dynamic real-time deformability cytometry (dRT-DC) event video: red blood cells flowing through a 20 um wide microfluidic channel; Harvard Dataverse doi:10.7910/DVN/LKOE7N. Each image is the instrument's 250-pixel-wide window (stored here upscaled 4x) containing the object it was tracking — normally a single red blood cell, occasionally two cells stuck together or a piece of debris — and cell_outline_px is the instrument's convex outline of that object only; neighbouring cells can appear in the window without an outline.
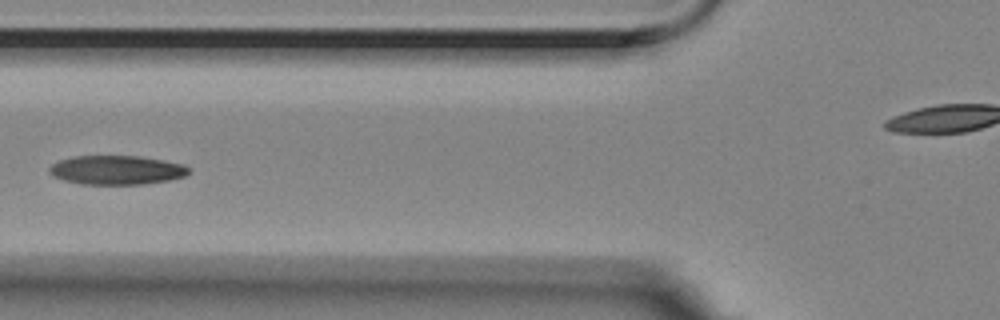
{"species": "Egyptian fruit bat (a non-hibernating species)", "species_latin": "Rousettus aegyptiacus", "temperature_condition": "room temperature", "stored_images_in_passage": 7, "camera_frame_rate_fps": 3000, "um_per_image_px": 0.085, "animal": {"sex": "female"}, "frame": {"image": 1, "passage_image": 5, "time_ms": 1.333, "image_size_px": [1000, 320], "cell_outline_px": [[188, 172], [184, 176], [168, 180], [144, 184], [80, 184], [64, 180], [52, 176], [48, 172], [48, 168], [52, 164], [60, 160], [72, 156], [140, 156], [164, 160], [184, 164], [188, 168]], "centroid_in_image_um": [9.87, 14.45], "position_along_channel_um": 115.9, "area_um2": 23.64}}
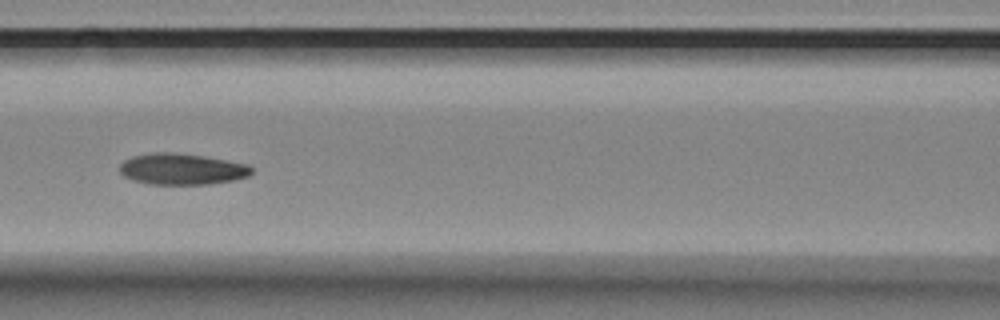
{"frame": {"image": 2, "passage_image": 6, "time_ms": 1.667, "image_size_px": [1000, 320], "cell_outline_px": [[252, 172], [248, 176], [232, 180], [208, 184], [148, 184], [132, 180], [124, 176], [120, 172], [120, 164], [124, 160], [132, 156], [152, 152], [172, 152], [204, 156], [248, 164], [252, 168]], "centroid_in_image_um": [15.43, 14.36], "position_along_channel_um": 151.2, "area_um2": 23.99}}
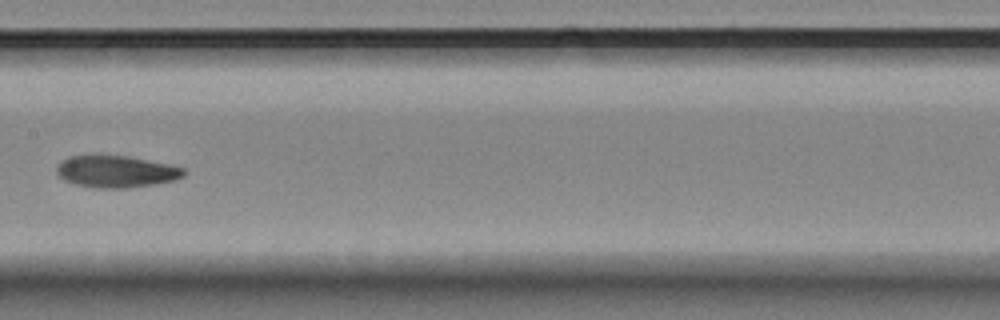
{"frame": {"image": 3, "passage_image": 7, "time_ms": 2.0, "image_size_px": [1000, 320], "cell_outline_px": [[188, 172], [184, 176], [176, 180], [128, 188], [96, 188], [76, 184], [64, 180], [56, 172], [56, 168], [60, 160], [68, 156], [100, 152], [128, 156], [168, 164], [184, 168]], "centroid_in_image_um": [9.83, 14.53], "position_along_channel_um": 197.6, "area_um2": 24.45}}